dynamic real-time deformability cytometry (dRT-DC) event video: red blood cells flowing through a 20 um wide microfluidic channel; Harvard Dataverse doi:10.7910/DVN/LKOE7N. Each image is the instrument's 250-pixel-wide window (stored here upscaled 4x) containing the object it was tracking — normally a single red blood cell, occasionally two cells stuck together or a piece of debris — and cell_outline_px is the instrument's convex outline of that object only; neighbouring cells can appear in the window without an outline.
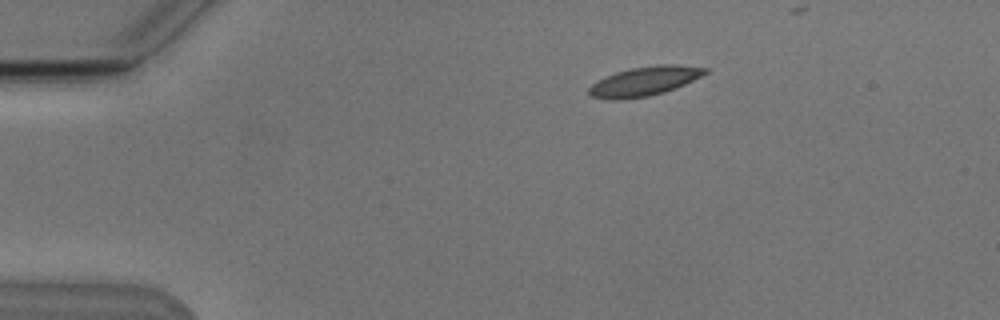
{"species": "Egyptian fruit bat (a non-hibernating species)", "species_latin": "Rousettus aegyptiacus", "temperature_condition": "cold", "stored_images_in_passage": 4, "camera_frame_rate_fps": 3000, "um_per_image_px": 0.085, "animal": {"sex": "male"}, "frame": {"image": 1, "passage_image": 2, "time_ms": 1.333, "image_size_px": [1000, 320], "cell_outline_px": [[708, 72], [684, 84], [664, 92], [648, 96], [616, 100], [612, 100], [592, 96], [588, 92], [588, 88], [596, 80], [604, 76], [628, 68], [660, 64], [676, 64], [708, 68]], "centroid_in_image_um": [54.74, 6.89], "position_along_channel_um": 30.3, "area_um2": 19.77}}